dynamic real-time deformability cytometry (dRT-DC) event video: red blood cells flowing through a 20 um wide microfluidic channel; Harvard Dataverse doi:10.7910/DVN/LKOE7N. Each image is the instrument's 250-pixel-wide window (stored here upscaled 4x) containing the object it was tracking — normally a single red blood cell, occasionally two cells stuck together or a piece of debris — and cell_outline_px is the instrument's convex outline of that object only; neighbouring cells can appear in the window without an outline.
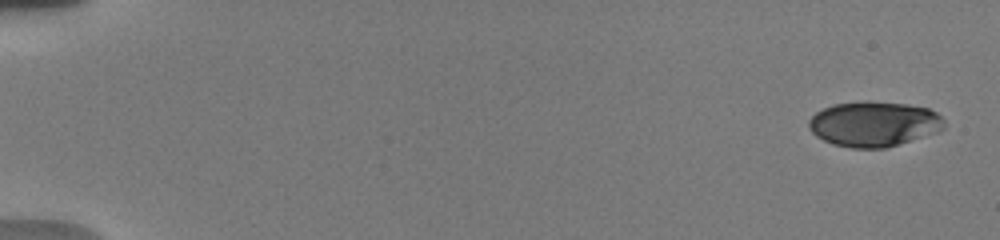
{"species": "human", "species_latin": "Homo sapiens", "temperature_condition": "warm", "stored_images_in_passage": 16, "camera_frame_rate_fps": 3000, "um_per_image_px": 0.085, "donor": {"sex": "male"}, "frame": {"image": 1, "passage_image": 1, "time_ms": 0.0, "image_size_px": [1000, 240], "cell_outline_px": [[944, 128], [936, 132], [884, 148], [852, 148], [832, 144], [816, 136], [808, 128], [808, 120], [816, 112], [824, 108], [836, 104], [868, 100], [908, 104], [928, 108], [936, 112], [944, 120]], "centroid_in_image_um": [74.26, 10.52], "position_along_channel_um": 10.7, "area_um2": 35.55}}
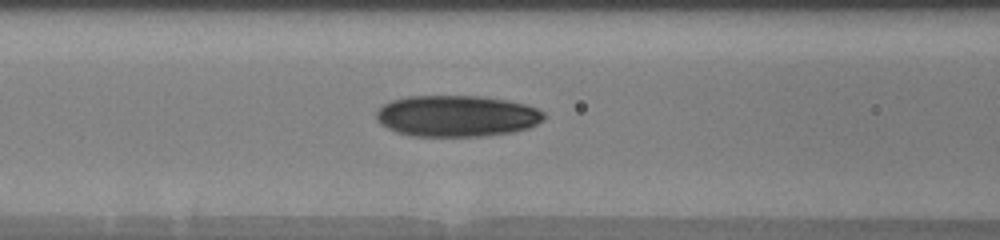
{"frame": {"image": 2, "passage_image": 14, "time_ms": 7.667, "image_size_px": [1000, 240], "cell_outline_px": [[544, 120], [528, 128], [512, 132], [480, 136], [412, 136], [396, 132], [380, 124], [376, 120], [376, 112], [384, 104], [392, 100], [408, 96], [480, 96], [508, 100], [528, 104], [544, 112]], "centroid_in_image_um": [38.82, 9.85], "position_along_channel_um": 127.8, "area_um2": 40.52}}
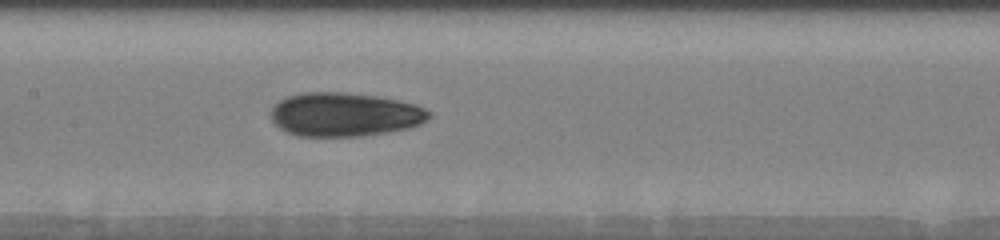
{"frame": {"image": 3, "passage_image": 16, "time_ms": 9.0, "image_size_px": [1000, 240], "cell_outline_px": [[432, 116], [420, 124], [408, 128], [360, 136], [300, 136], [288, 132], [280, 128], [272, 120], [272, 108], [280, 100], [288, 96], [300, 92], [344, 92], [376, 96], [400, 100], [416, 104], [432, 112]], "centroid_in_image_um": [29.32, 9.72], "position_along_channel_um": 178.1, "area_um2": 40.29}}